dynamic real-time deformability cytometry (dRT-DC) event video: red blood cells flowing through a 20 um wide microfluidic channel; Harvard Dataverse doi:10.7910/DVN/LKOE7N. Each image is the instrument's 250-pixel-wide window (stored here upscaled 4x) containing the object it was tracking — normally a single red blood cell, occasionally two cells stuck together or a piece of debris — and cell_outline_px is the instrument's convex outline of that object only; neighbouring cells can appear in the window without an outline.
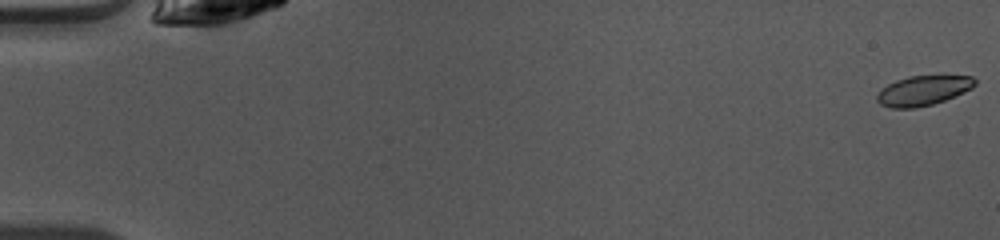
{"species": "common noctule bat (a hibernating species)", "species_latin": "Nyctalus noctula", "temperature_condition": "warm", "stored_images_in_passage": 11, "camera_frame_rate_fps": 3000, "um_per_image_px": 0.085, "animal": {"sex": "female", "body_mass_g": 10.0, "forearm_length_mm": 53.1}, "frame": {"image": 1, "passage_image": 1, "time_ms": 0.0, "image_size_px": [1000, 240], "cell_outline_px": [[976, 84], [972, 88], [944, 100], [932, 104], [916, 108], [892, 108], [880, 104], [876, 100], [876, 96], [888, 84], [896, 80], [908, 76], [972, 76], [976, 80]], "centroid_in_image_um": [78.46, 7.7], "position_along_channel_um": 6.5, "area_um2": 16.76}}